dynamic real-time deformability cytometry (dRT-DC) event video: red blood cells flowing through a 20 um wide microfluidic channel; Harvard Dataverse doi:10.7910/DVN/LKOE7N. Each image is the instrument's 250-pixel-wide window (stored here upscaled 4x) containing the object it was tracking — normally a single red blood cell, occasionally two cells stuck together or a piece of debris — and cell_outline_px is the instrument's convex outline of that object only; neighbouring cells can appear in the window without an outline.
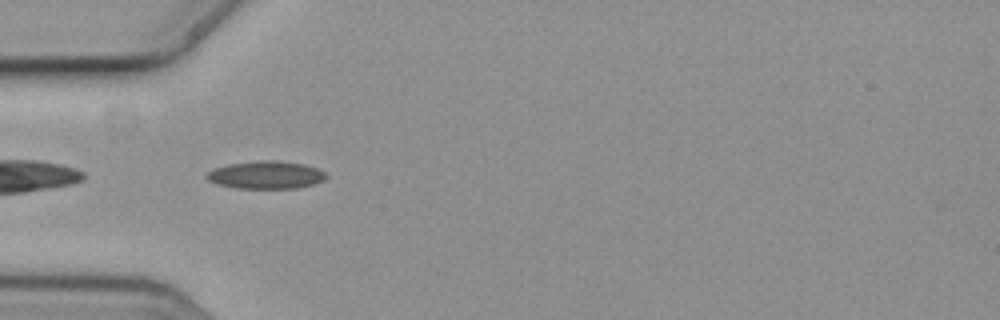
{"species": "common noctule bat (a hibernating species)", "species_latin": "Nyctalus noctula", "temperature_condition": "cold", "stored_images_in_passage": 2, "camera_frame_rate_fps": 3000, "um_per_image_px": 0.085, "animal": {"sex": "female", "body_mass_g": 19.3, "forearm_length_mm": 54.1}, "frame": {"image": 1, "passage_image": 1, "time_ms": 0.0, "image_size_px": [1000, 320], "cell_outline_px": [[328, 176], [324, 180], [312, 184], [296, 188], [236, 188], [216, 184], [208, 180], [204, 176], [212, 168], [228, 164], [260, 160], [276, 160], [304, 164], [316, 168], [324, 172]], "centroid_in_image_um": [22.57, 14.86], "position_along_channel_um": 62.4, "area_um2": 19.36}}
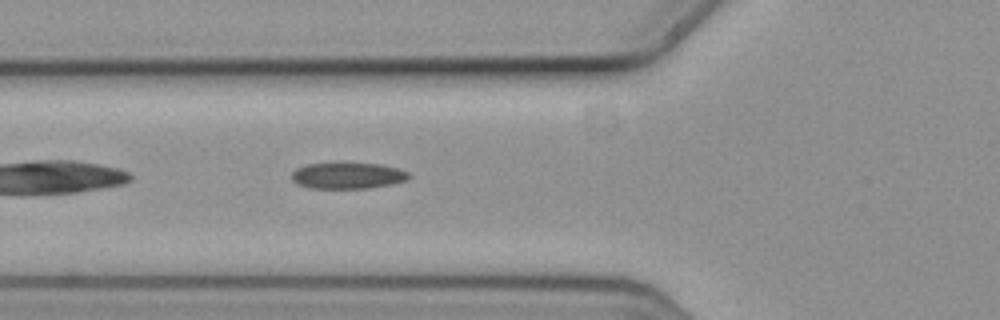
{"frame": {"image": 2, "passage_image": 2, "time_ms": 0.333, "image_size_px": [1000, 320], "cell_outline_px": [[412, 176], [408, 180], [392, 184], [368, 188], [308, 188], [296, 184], [292, 180], [292, 172], [296, 168], [304, 164], [336, 160], [344, 160], [380, 164], [400, 168], [408, 172]], "centroid_in_image_um": [29.54, 14.87], "position_along_channel_um": 96.3, "area_um2": 19.13}}